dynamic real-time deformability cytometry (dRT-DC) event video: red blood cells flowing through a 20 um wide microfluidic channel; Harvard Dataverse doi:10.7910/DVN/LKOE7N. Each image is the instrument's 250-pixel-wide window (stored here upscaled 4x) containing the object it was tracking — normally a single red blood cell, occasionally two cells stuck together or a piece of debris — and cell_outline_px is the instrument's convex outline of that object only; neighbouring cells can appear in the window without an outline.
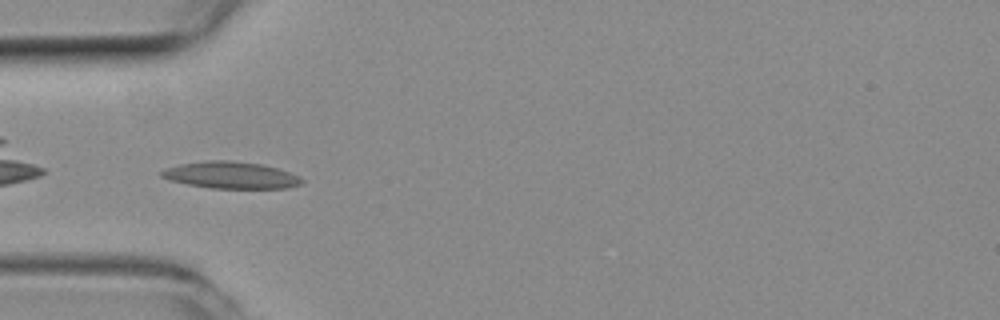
{"species": "common noctule bat (a hibernating species)", "species_latin": "Nyctalus noctula", "temperature_condition": "room temperature", "stored_images_in_passage": 37, "camera_frame_rate_fps": 3000, "um_per_image_px": 0.085, "animal": {"sex": "female", "body_mass_g": 19.3, "forearm_length_mm": 54.1}, "frame": {"image": 1, "passage_image": 1, "time_ms": 0.0, "image_size_px": [1000, 320], "cell_outline_px": [[304, 180], [300, 184], [288, 188], [208, 188], [168, 180], [160, 176], [160, 172], [164, 168], [180, 164], [204, 160], [232, 160], [260, 164], [276, 168], [300, 176]], "centroid_in_image_um": [19.58, 14.88], "position_along_channel_um": 65.4, "area_um2": 22.02}}
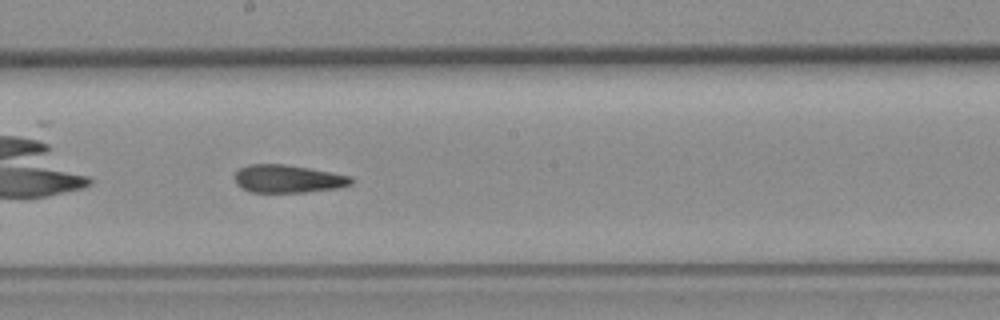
{"frame": {"image": 2, "passage_image": 13, "time_ms": 4.0, "image_size_px": [1000, 320], "cell_outline_px": [[352, 184], [336, 188], [308, 192], [248, 192], [240, 188], [236, 184], [236, 172], [240, 168], [248, 164], [284, 164], [332, 172], [352, 176]], "centroid_in_image_um": [24.46, 15.2], "position_along_channel_um": 223.7, "area_um2": 18.96}}
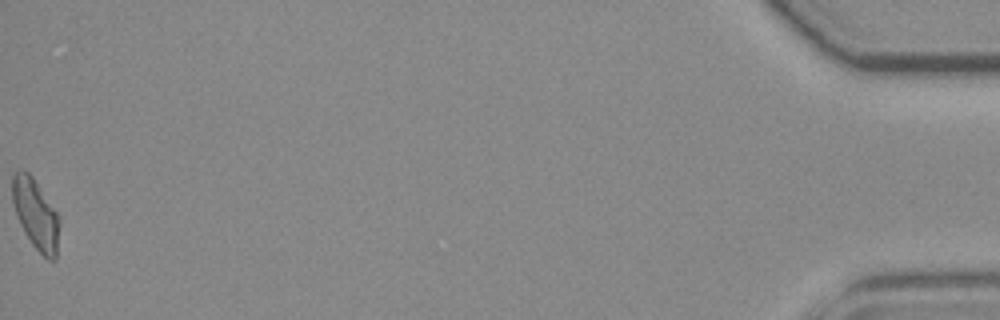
{"frame": {"image": 3, "passage_image": 37, "time_ms": 12.0, "image_size_px": [1000, 320], "cell_outline_px": [[60, 224], [56, 260], [48, 260], [32, 244], [24, 232], [20, 224], [12, 200], [12, 172], [20, 168], [28, 172], [32, 176], [56, 212], [60, 220]], "centroid_in_image_um": [3.03, 18.19], "position_along_channel_um": 432.2, "area_um2": 19.19}, "authors_computed_cell_mechanics": {"area_um2": 19.2474, "velocity_mm_per_s": 3.9591, "shape_relaxation_time_tau1_ms": 10.9202, "shape_relaxation_time_tau2_ms": 2.1969, "deformation_change_tau1": 0.2758, "deformation_change_tau2": 0.1148}}